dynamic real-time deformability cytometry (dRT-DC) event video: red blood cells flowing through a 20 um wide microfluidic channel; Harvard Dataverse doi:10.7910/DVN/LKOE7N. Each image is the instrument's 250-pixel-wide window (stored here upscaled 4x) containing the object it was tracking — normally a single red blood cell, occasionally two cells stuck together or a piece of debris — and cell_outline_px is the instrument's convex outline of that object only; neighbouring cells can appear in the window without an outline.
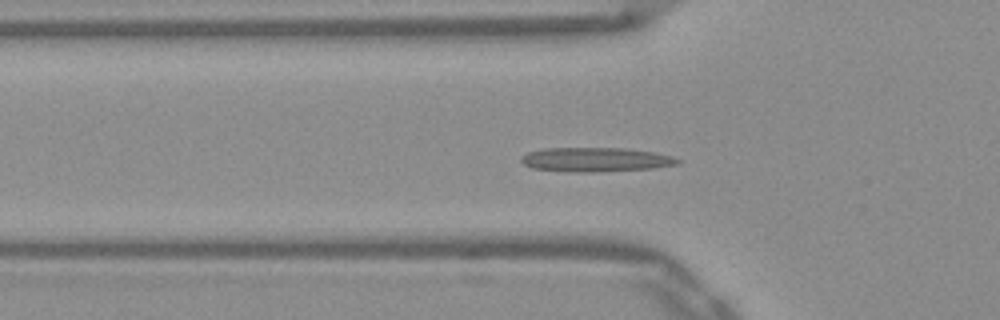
{"species": "Egyptian fruit bat (a non-hibernating species)", "species_latin": "Rousettus aegyptiacus", "temperature_condition": "warm", "stored_images_in_passage": 44, "camera_frame_rate_fps": 3000, "um_per_image_px": 0.085, "frame": {"image": 1, "passage_image": 8, "time_ms": 2.333, "image_size_px": [1000, 320], "cell_outline_px": [[680, 164], [652, 168], [592, 172], [572, 172], [532, 168], [524, 164], [520, 160], [520, 156], [528, 152], [544, 148], [624, 148], [656, 152], [672, 156], [680, 160]], "centroid_in_image_um": [50.62, 13.56], "position_along_channel_um": 75.2, "area_um2": 22.14}}
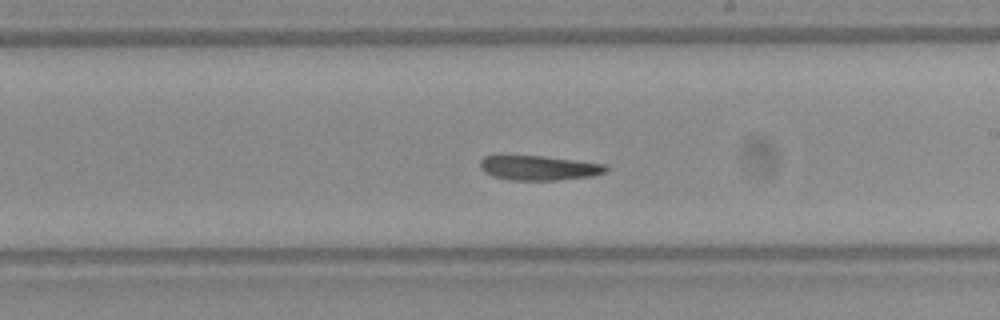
{"frame": {"image": 2, "passage_image": 21, "time_ms": 6.667, "image_size_px": [1000, 320], "cell_outline_px": [[608, 168], [604, 172], [592, 176], [556, 180], [508, 180], [492, 176], [484, 172], [480, 168], [480, 160], [484, 156], [540, 156], [608, 164]], "centroid_in_image_um": [45.79, 14.28], "position_along_channel_um": 243.2, "area_um2": 17.98}}
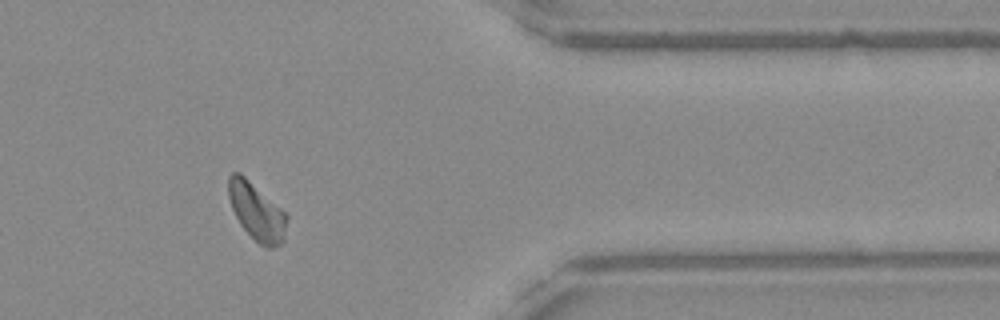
{"frame": {"image": 3, "passage_image": 34, "time_ms": 11.0, "image_size_px": [1000, 320], "cell_outline_px": [[288, 220], [284, 240], [280, 244], [272, 248], [268, 248], [260, 244], [240, 224], [232, 208], [228, 196], [228, 176], [232, 172], [240, 172], [280, 208], [288, 216]], "centroid_in_image_um": [21.82, 17.98], "position_along_channel_um": 389.6, "area_um2": 19.25}}